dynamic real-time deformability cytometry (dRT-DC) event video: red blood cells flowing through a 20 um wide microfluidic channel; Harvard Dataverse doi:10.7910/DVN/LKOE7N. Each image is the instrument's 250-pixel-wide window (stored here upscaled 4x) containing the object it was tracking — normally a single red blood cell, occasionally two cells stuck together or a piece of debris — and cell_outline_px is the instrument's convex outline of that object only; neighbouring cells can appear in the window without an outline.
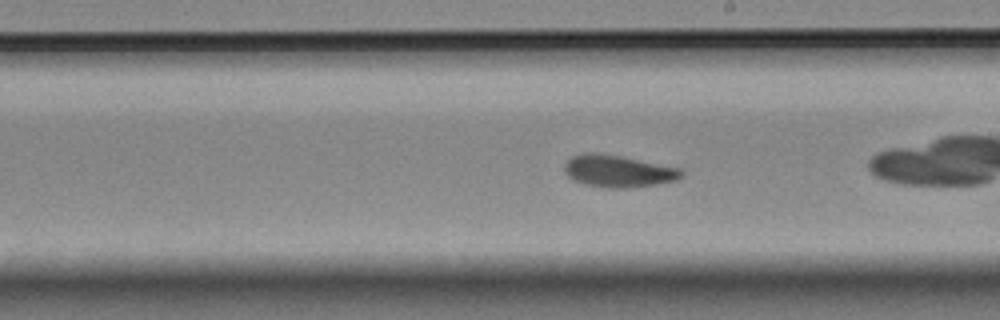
{"species": "Egyptian fruit bat (a non-hibernating species)", "species_latin": "Rousettus aegyptiacus", "temperature_condition": "room temperature", "stored_images_in_passage": 30, "camera_frame_rate_fps": 3000, "um_per_image_px": 0.085, "animal": {"sex": "female"}, "frame": {"image": 1, "passage_image": 16, "time_ms": 5.0, "image_size_px": [1000, 320], "cell_outline_px": [[684, 176], [676, 180], [656, 184], [632, 188], [608, 188], [584, 184], [572, 180], [564, 172], [564, 164], [572, 156], [580, 152], [596, 152], [620, 156], [680, 168], [684, 172]], "centroid_in_image_um": [52.51, 14.54], "position_along_channel_um": 236.5, "area_um2": 22.08}}
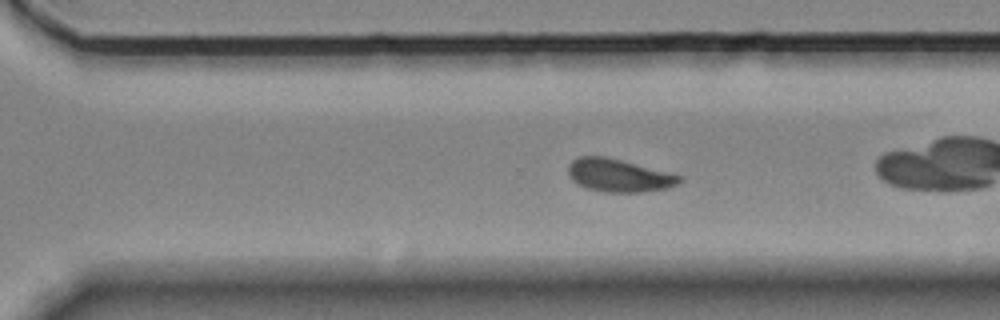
{"frame": {"image": 2, "passage_image": 23, "time_ms": 7.333, "image_size_px": [1000, 320], "cell_outline_px": [[684, 180], [668, 188], [644, 192], [604, 192], [588, 188], [576, 184], [568, 176], [568, 164], [572, 160], [580, 156], [604, 156], [668, 172], [680, 176]], "centroid_in_image_um": [52.56, 14.92], "position_along_channel_um": 318.0, "area_um2": 21.27}, "authors_computed_cell_mechanics": {"area_um2": 21.1259, "velocity_mm_per_s": 3.5065, "shape_relaxation_time_tau1_ms": null, "shape_relaxation_time_tau2_ms": 2.7857, "deformation_change_tau1": null, "deformation_change_tau2": 0.084}}